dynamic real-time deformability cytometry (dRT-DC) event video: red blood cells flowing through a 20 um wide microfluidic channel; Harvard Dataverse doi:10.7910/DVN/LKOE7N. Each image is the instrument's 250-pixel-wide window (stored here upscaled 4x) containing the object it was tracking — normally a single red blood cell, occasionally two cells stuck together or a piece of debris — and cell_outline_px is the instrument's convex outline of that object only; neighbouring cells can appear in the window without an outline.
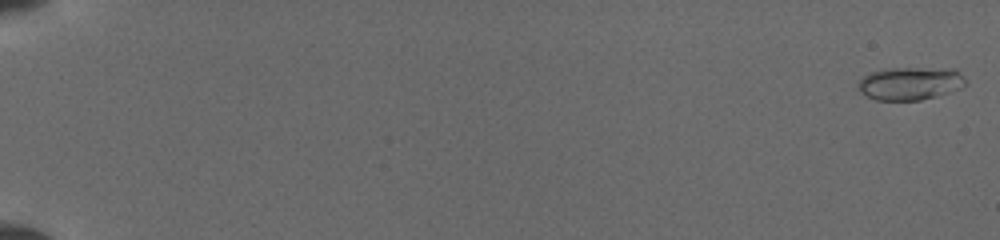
{"species": "common noctule bat (a hibernating species)", "species_latin": "Nyctalus noctula", "temperature_condition": "cold", "stored_images_in_passage": 21, "camera_frame_rate_fps": 3000, "um_per_image_px": 0.085, "animal": {"sex": "female", "body_mass_g": 19.5, "forearm_length_mm": 54.1}, "frame": {"image": 1, "passage_image": 1, "time_ms": 0.0, "image_size_px": [1000, 240], "cell_outline_px": [[968, 84], [948, 92], [936, 96], [920, 100], [876, 100], [860, 92], [856, 88], [856, 84], [864, 76], [872, 72], [884, 68], [956, 68], [968, 80]], "centroid_in_image_um": [77.38, 7.07], "position_along_channel_um": 7.6, "area_um2": 20.92}}
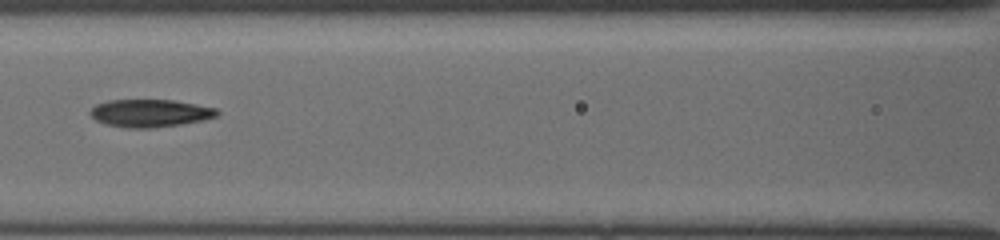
{"frame": {"image": 2, "passage_image": 19, "time_ms": 8.667, "image_size_px": [1000, 240], "cell_outline_px": [[220, 112], [216, 116], [204, 120], [180, 124], [152, 128], [124, 128], [104, 124], [96, 120], [88, 112], [96, 104], [108, 100], [172, 100], [196, 104], [216, 108]], "centroid_in_image_um": [12.73, 9.62], "position_along_channel_um": 153.9, "area_um2": 20.52}}
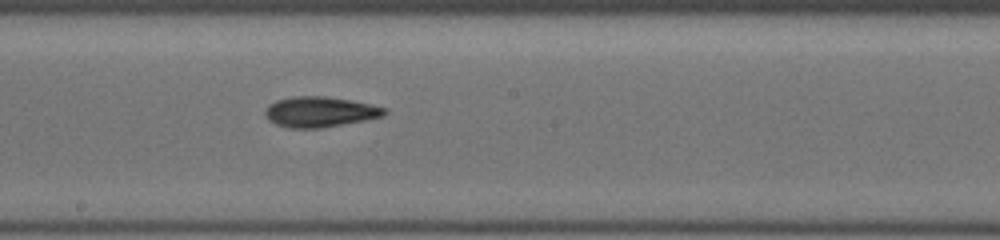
{"frame": {"image": 3, "passage_image": 21, "time_ms": 10.333, "image_size_px": [1000, 240], "cell_outline_px": [[388, 112], [384, 116], [368, 120], [320, 128], [288, 128], [276, 124], [268, 120], [264, 112], [268, 104], [276, 100], [296, 96], [324, 96], [352, 100], [372, 104], [388, 108]], "centroid_in_image_um": [27.23, 9.51], "position_along_channel_um": 221.0, "area_um2": 21.44}}